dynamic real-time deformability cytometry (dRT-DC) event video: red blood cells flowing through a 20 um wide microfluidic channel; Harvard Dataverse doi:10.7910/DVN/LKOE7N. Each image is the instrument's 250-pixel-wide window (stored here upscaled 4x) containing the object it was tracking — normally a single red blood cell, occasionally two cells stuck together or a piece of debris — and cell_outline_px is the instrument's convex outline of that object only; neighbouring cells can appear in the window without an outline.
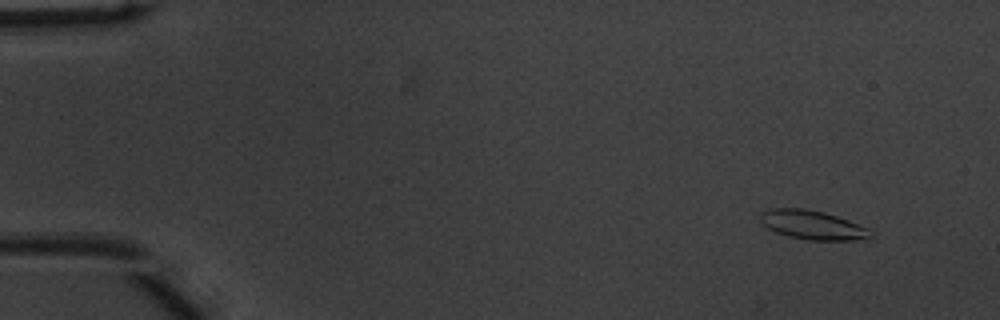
{"species": "common noctule bat (a hibernating species)", "species_latin": "Nyctalus noctula", "temperature_condition": "warm", "stored_images_in_passage": 50, "segment_of_instrument_passage": [1, 2], "camera_frame_rate_fps": 3000, "um_per_image_px": 0.085, "animal": {"sex": "male", "body_mass_g": 20.1, "forearm_length_mm": 53.5}, "frame": {"image": 1, "passage_image": 1, "time_ms": 0.0, "image_size_px": [1000, 320], "cell_outline_px": [[872, 236], [852, 240], [808, 240], [788, 236], [776, 232], [768, 228], [760, 220], [760, 212], [768, 208], [804, 208], [824, 212], [848, 220], [868, 228], [872, 232]], "centroid_in_image_um": [69.02, 19.11], "position_along_channel_um": 16.0, "area_um2": 18.55}}
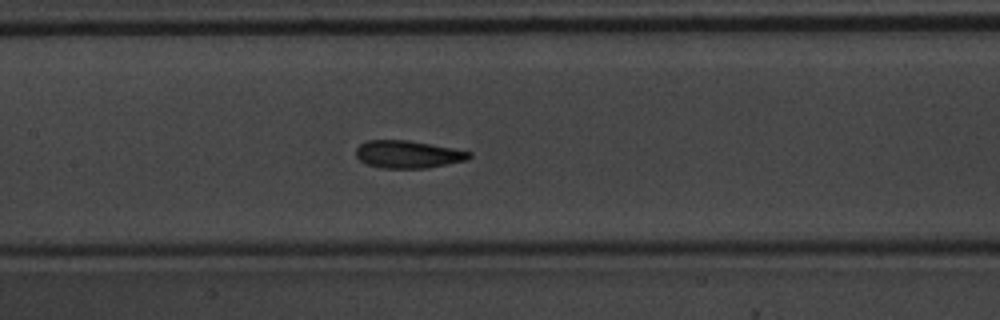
{"frame": {"image": 2, "passage_image": 22, "time_ms": 7.0, "image_size_px": [1000, 320], "cell_outline_px": [[472, 156], [468, 160], [428, 168], [380, 168], [364, 164], [356, 156], [356, 148], [360, 144], [368, 140], [408, 140], [432, 144], [472, 152]], "centroid_in_image_um": [34.68, 13.12], "position_along_channel_um": 172.7, "area_um2": 18.38}}
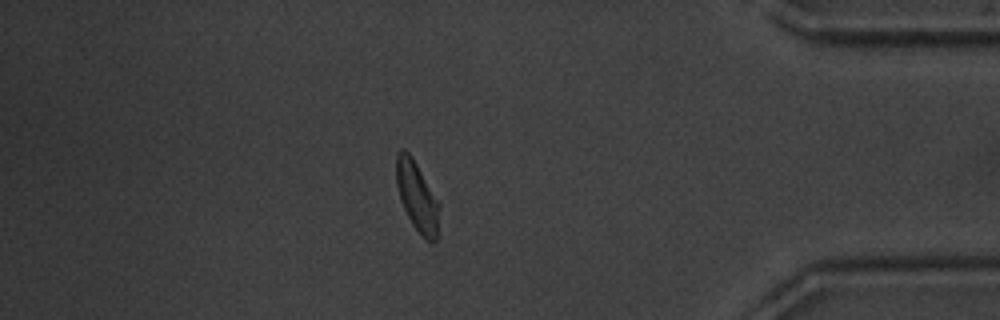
{"frame": {"image": 3, "passage_image": 42, "time_ms": 13.667, "image_size_px": [1000, 320], "cell_outline_px": [[440, 208], [436, 240], [432, 244], [424, 240], [420, 236], [412, 224], [400, 200], [396, 184], [396, 152], [400, 148], [404, 148], [412, 156], [440, 204]], "centroid_in_image_um": [35.44, 16.72], "position_along_channel_um": 399.8, "area_um2": 17.74}}